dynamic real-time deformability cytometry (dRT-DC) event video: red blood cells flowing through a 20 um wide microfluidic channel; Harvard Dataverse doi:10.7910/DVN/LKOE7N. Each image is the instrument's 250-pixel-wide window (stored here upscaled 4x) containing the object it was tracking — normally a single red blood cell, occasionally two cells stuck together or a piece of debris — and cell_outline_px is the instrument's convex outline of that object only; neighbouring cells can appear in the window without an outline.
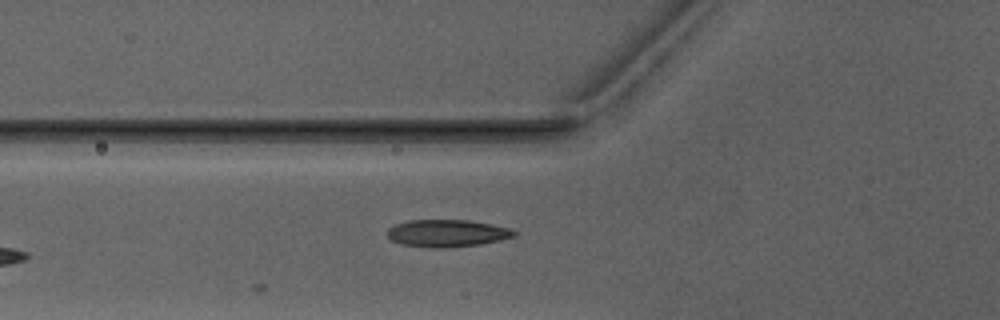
{"species": "Egyptian fruit bat (a non-hibernating species)", "species_latin": "Rousettus aegyptiacus", "temperature_condition": "warm", "stored_images_in_passage": 3, "camera_frame_rate_fps": 3000, "um_per_image_px": 0.085, "animal": {"sex": "male"}, "frame": {"image": 1, "passage_image": 3, "time_ms": 2.333, "image_size_px": [1000, 320], "cell_outline_px": [[516, 236], [500, 240], [480, 244], [440, 248], [428, 248], [400, 244], [392, 240], [388, 236], [388, 228], [396, 224], [408, 220], [468, 220], [492, 224], [512, 228], [516, 232]], "centroid_in_image_um": [38.02, 19.82], "position_along_channel_um": 87.8, "area_um2": 20.23}}